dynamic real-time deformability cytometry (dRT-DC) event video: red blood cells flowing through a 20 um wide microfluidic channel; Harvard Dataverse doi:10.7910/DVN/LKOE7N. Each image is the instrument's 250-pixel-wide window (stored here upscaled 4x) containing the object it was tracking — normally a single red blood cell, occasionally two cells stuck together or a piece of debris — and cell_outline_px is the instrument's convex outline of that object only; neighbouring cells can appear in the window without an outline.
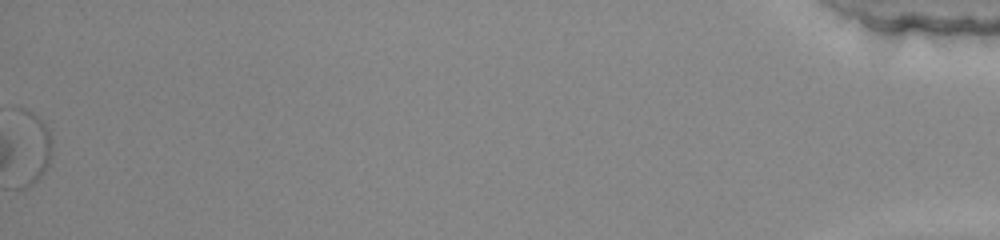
{"species": "common noctule bat (a hibernating species)", "species_latin": "Nyctalus noctula", "temperature_condition": "warm", "stored_images_in_passage": 43, "segment_of_instrument_passage": [2, 2], "camera_frame_rate_fps": 3000, "um_per_image_px": 0.085, "animal": {"sex": "female", "body_mass_g": 22.0, "forearm_length_mm": 56.7}, "frame": {"image": 1, "passage_image": 43, "time_ms": 14.0, "image_size_px": [1000, 240], "cell_outline_px": [[52, 156], [44, 172], [28, 188], [12, 188], [16, 108], [24, 108], [32, 112], [48, 128], [52, 140]], "centroid_in_image_um": [2.55, 12.66], "position_along_channel_um": 432.6, "area_um2": 17.4}}